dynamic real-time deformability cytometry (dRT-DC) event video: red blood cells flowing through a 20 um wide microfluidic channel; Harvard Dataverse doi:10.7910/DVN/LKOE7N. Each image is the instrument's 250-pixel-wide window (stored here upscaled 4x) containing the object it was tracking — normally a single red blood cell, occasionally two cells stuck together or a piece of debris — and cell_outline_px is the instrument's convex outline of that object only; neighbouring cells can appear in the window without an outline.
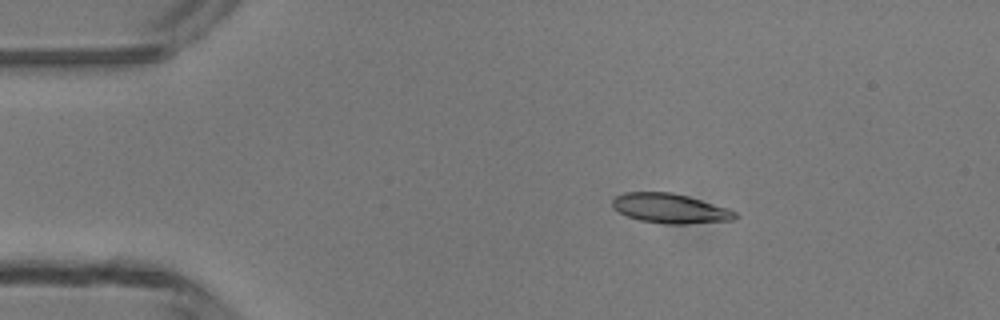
{"species": "common noctule bat (a hibernating species)", "species_latin": "Nyctalus noctula", "temperature_condition": "room temperature", "stored_images_in_passage": 5, "camera_frame_rate_fps": 3000, "um_per_image_px": 0.085, "animal": {"sex": "male", "body_mass_g": 13.3}, "frame": {"image": 1, "passage_image": 3, "time_ms": 2.0, "image_size_px": [1000, 320], "cell_outline_px": [[736, 216], [732, 220], [684, 224], [664, 224], [640, 220], [628, 216], [612, 208], [612, 200], [616, 196], [624, 192], [672, 192], [688, 196], [728, 208], [736, 212]], "centroid_in_image_um": [56.93, 17.71], "position_along_channel_um": 28.1, "area_um2": 21.1}}
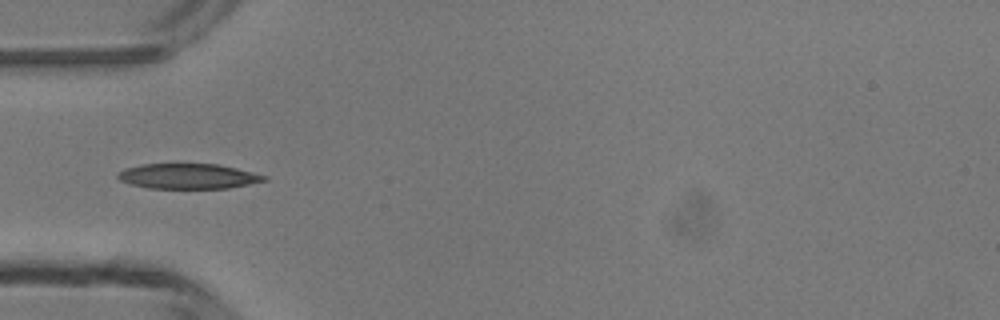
{"frame": {"image": 2, "passage_image": 5, "time_ms": 4.333, "image_size_px": [1000, 320], "cell_outline_px": [[268, 180], [228, 188], [148, 188], [132, 184], [120, 180], [116, 176], [124, 168], [140, 164], [220, 164], [268, 176]], "centroid_in_image_um": [16.0, 14.97], "position_along_channel_um": 69.0, "area_um2": 21.39}}